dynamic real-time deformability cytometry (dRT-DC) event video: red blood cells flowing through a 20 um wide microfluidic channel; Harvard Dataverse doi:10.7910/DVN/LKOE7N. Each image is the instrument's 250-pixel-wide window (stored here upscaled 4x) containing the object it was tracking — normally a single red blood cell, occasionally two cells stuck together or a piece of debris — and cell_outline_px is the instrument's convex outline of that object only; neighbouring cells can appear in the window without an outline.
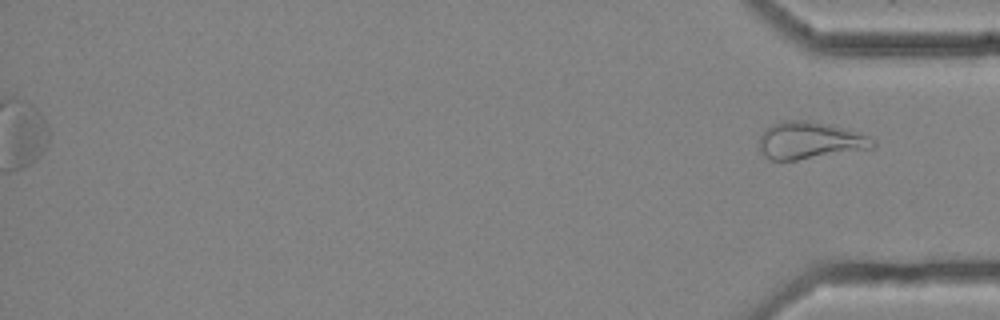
{"species": "common noctule bat (a hibernating species)", "species_latin": "Nyctalus noctula", "temperature_condition": "cold", "stored_images_in_passage": 60, "segment_of_instrument_passage": [2, 2], "camera_frame_rate_fps": 3000, "um_per_image_px": 0.085, "animal": {"sex": "female", "body_mass_g": 25.1}, "frame": {"image": 1, "passage_image": 60, "time_ms": 19.667, "image_size_px": [1000, 320], "cell_outline_px": [[876, 144], [872, 148], [796, 160], [772, 160], [764, 156], [760, 152], [760, 136], [772, 124], [784, 120], [804, 120], [848, 128], [876, 136]], "centroid_in_image_um": [68.92, 11.93], "position_along_channel_um": 366.3, "area_um2": 24.8}}